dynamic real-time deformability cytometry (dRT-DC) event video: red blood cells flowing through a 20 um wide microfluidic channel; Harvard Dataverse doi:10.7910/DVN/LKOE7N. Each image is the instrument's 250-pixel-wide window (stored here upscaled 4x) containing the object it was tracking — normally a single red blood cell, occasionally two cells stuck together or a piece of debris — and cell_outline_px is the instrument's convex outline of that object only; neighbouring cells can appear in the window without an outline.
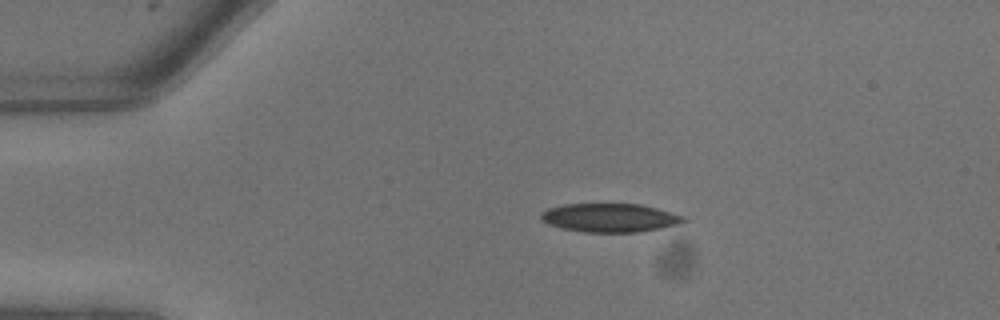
{"species": "common noctule bat (a hibernating species)", "species_latin": "Nyctalus noctula", "temperature_condition": "warm", "stored_images_in_passage": 6, "camera_frame_rate_fps": 3000, "um_per_image_px": 0.085, "animal": {"sex": "male", "body_mass_g": 13.3}, "frame": {"image": 1, "passage_image": 1, "time_ms": 0.0, "image_size_px": [1000, 320], "cell_outline_px": [[688, 220], [676, 224], [660, 228], [636, 232], [584, 232], [560, 228], [548, 224], [540, 220], [540, 212], [548, 208], [564, 204], [640, 204], [656, 208], [684, 216]], "centroid_in_image_um": [51.77, 18.51], "position_along_channel_um": 33.2, "area_um2": 23.76}}
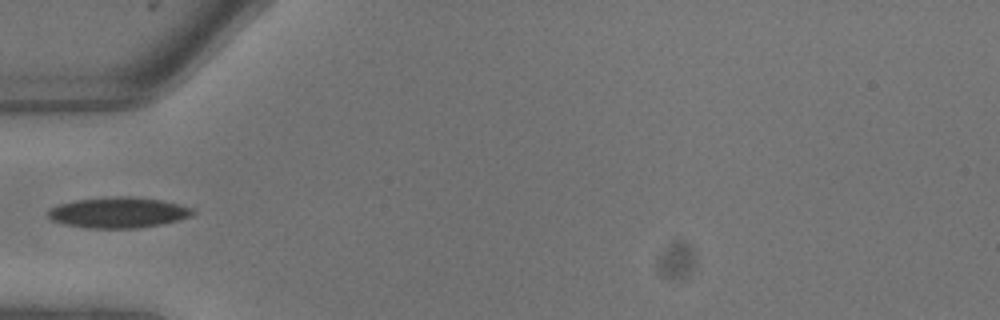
{"frame": {"image": 2, "passage_image": 4, "time_ms": 1.0, "image_size_px": [1000, 320], "cell_outline_px": [[196, 212], [192, 216], [180, 220], [160, 224], [136, 228], [88, 228], [68, 224], [52, 220], [44, 212], [48, 208], [60, 204], [76, 200], [116, 196], [132, 196], [160, 200], [180, 204], [192, 208]], "centroid_in_image_um": [10.07, 18.06], "position_along_channel_um": 74.9, "area_um2": 25.89}}